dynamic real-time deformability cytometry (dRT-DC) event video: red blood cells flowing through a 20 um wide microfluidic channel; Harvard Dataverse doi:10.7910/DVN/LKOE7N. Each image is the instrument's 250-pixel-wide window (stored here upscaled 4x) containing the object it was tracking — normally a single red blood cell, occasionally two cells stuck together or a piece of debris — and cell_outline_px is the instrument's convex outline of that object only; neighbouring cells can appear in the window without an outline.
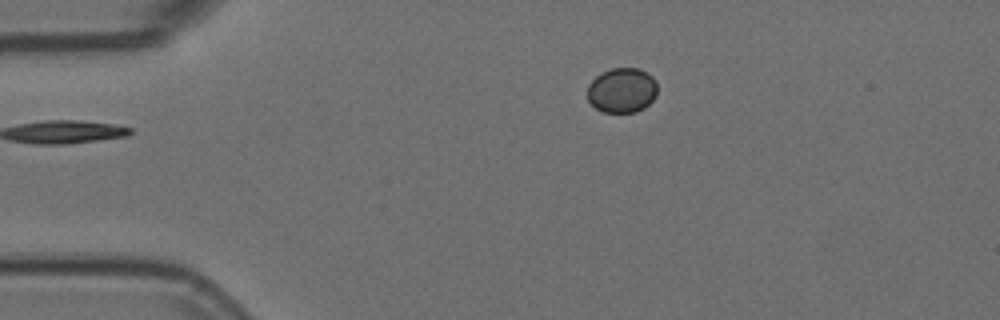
{"species": "Egyptian fruit bat (a non-hibernating species)", "species_latin": "Rousettus aegyptiacus", "temperature_condition": "room temperature", "stored_images_in_passage": 3, "camera_frame_rate_fps": 3000, "um_per_image_px": 0.085, "animal": {"sex": "female"}, "frame": {"image": 1, "passage_image": 3, "time_ms": 0.667, "image_size_px": [1000, 320], "cell_outline_px": [[656, 96], [644, 108], [636, 112], [604, 112], [596, 108], [588, 100], [588, 84], [600, 72], [612, 68], [640, 68], [648, 72], [656, 80]], "centroid_in_image_um": [52.87, 7.66], "position_along_channel_um": 32.1, "area_um2": 18.44}}